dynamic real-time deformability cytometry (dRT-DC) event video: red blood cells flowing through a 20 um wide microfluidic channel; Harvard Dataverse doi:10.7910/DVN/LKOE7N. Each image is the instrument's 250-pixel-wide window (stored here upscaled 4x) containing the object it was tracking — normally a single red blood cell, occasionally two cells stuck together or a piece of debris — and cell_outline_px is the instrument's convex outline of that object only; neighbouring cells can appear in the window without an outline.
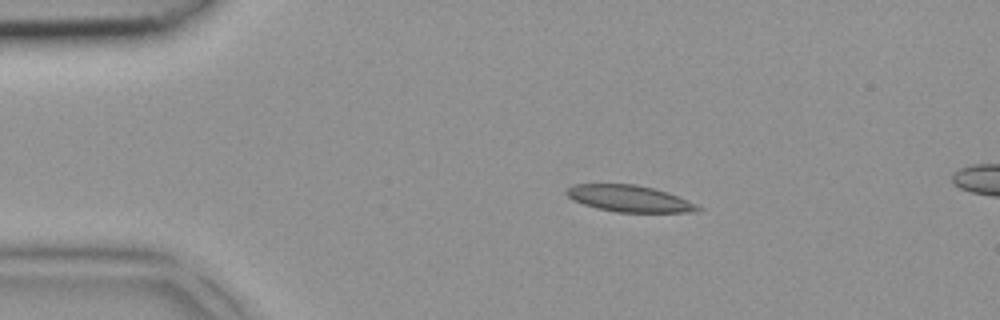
{"species": "common noctule bat (a hibernating species)", "species_latin": "Nyctalus noctula", "temperature_condition": "room temperature", "stored_images_in_passage": 4, "segment_of_instrument_passage": [1, 2], "camera_frame_rate_fps": 3000, "um_per_image_px": 0.085, "animal": {"sex": "female", "body_mass_g": 18.4}, "frame": {"image": 1, "passage_image": 2, "time_ms": 0.333, "image_size_px": [1000, 320], "cell_outline_px": [[704, 208], [696, 212], [616, 212], [596, 208], [572, 200], [564, 192], [572, 184], [636, 184], [668, 192], [688, 200]], "centroid_in_image_um": [53.5, 16.88], "position_along_channel_um": 31.5, "area_um2": 20.4}}